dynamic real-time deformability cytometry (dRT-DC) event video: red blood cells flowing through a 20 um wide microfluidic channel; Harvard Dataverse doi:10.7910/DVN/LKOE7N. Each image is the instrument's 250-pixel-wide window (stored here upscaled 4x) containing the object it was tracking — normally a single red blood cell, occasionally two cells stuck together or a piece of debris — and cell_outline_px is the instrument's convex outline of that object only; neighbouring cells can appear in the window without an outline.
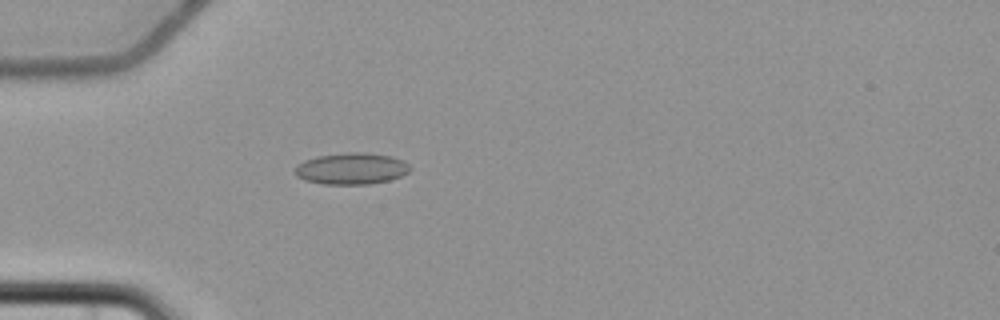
{"species": "common noctule bat (a hibernating species)", "species_latin": "Nyctalus noctula", "temperature_condition": "cold", "stored_images_in_passage": 5, "camera_frame_rate_fps": 3000, "um_per_image_px": 0.085, "animal": {"sex": "female", "body_mass_g": 22.7, "forearm_length_mm": 54.2}, "frame": {"image": 1, "passage_image": 5, "time_ms": 5.0, "image_size_px": [1000, 320], "cell_outline_px": [[412, 168], [408, 172], [400, 176], [388, 180], [368, 184], [324, 184], [304, 180], [296, 176], [292, 172], [296, 164], [304, 160], [316, 156], [348, 152], [360, 152], [392, 156], [404, 160]], "centroid_in_image_um": [29.83, 14.32], "position_along_channel_um": 55.2, "area_um2": 21.33}}